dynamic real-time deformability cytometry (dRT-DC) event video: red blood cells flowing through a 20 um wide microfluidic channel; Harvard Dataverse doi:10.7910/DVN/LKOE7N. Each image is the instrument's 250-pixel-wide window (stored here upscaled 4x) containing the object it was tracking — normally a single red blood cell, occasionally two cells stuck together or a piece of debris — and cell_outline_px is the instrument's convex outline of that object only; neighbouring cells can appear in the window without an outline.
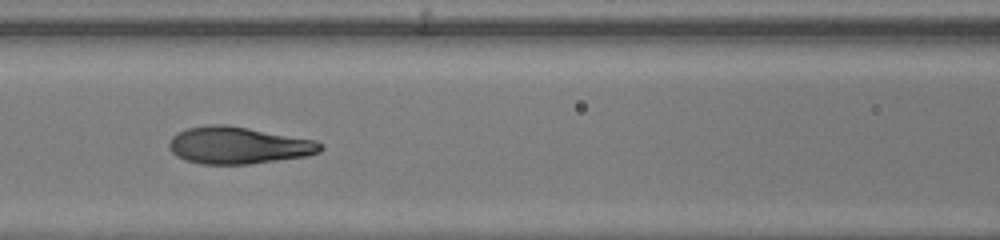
{"species": "human", "species_latin": "Homo sapiens", "temperature_condition": "warm", "stored_images_in_passage": 22, "camera_frame_rate_fps": 3000, "um_per_image_px": 0.085, "donor": {"sex": "female"}, "frame": {"image": 1, "passage_image": 7, "time_ms": 2.0, "image_size_px": [1000, 240], "cell_outline_px": [[320, 148], [312, 152], [288, 156], [256, 160], [200, 160], [216, 128], [236, 128], [292, 140]], "centroid_in_image_um": [21.32, 12.42], "position_along_channel_um": 145.3, "area_um2": 18.15}}
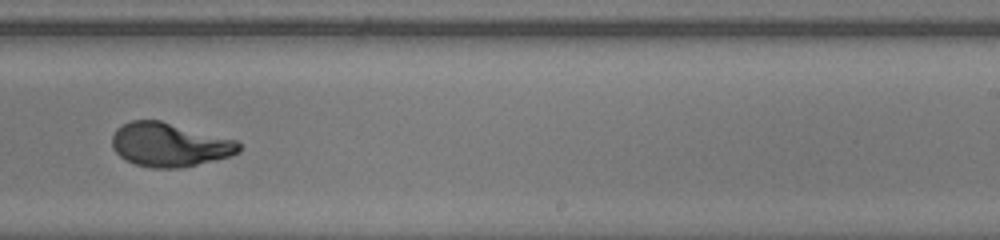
{"frame": {"image": 2, "passage_image": 16, "time_ms": 5.0, "image_size_px": [1000, 240], "cell_outline_px": [[236, 148], [232, 152], [220, 156], [184, 164], [152, 164], [132, 160], [128, 156], [152, 124], [164, 124], [236, 144]], "centroid_in_image_um": [15.08, 12.45], "position_along_channel_um": 273.9, "area_um2": 20.46}}
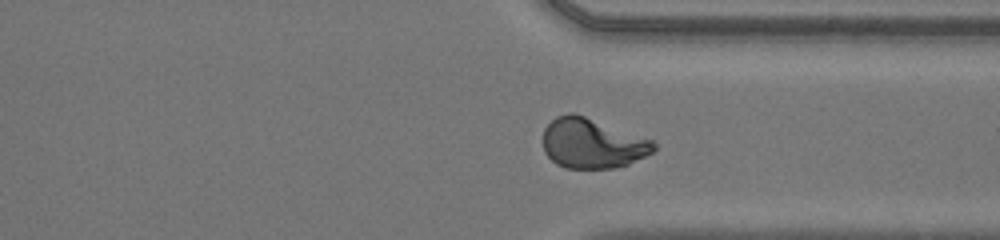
{"frame": {"image": 3, "passage_image": 22, "time_ms": 7.0, "image_size_px": [1000, 240], "cell_outline_px": [[652, 148], [648, 152], [620, 164], [592, 168], [580, 168], [564, 116], [580, 116], [648, 144]], "centroid_in_image_um": [51.15, 12.24], "position_along_channel_um": 360.2, "area_um2": 19.36}}